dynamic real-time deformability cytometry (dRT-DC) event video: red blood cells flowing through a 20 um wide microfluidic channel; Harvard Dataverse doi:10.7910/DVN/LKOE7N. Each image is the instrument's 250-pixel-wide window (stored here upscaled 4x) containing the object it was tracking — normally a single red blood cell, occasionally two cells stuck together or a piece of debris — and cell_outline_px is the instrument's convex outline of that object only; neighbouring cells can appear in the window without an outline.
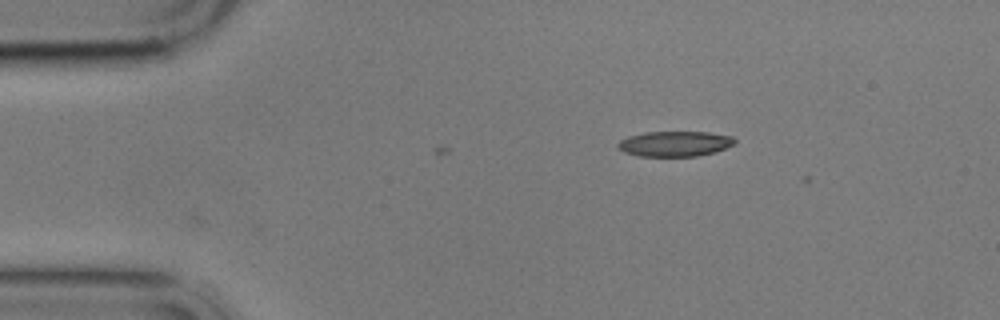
{"species": "common noctule bat (a hibernating species)", "species_latin": "Nyctalus noctula", "temperature_condition": "cold", "stored_images_in_passage": 4, "camera_frame_rate_fps": 3000, "um_per_image_px": 0.085, "animal": {"sex": "male", "body_mass_g": 17.9}, "frame": {"image": 1, "passage_image": 4, "time_ms": 3.667, "image_size_px": [1000, 320], "cell_outline_px": [[736, 144], [716, 152], [696, 156], [640, 156], [624, 152], [616, 144], [620, 140], [628, 136], [644, 132], [708, 132], [732, 136], [736, 140]], "centroid_in_image_um": [57.39, 12.21], "position_along_channel_um": 27.6, "area_um2": 17.28}}